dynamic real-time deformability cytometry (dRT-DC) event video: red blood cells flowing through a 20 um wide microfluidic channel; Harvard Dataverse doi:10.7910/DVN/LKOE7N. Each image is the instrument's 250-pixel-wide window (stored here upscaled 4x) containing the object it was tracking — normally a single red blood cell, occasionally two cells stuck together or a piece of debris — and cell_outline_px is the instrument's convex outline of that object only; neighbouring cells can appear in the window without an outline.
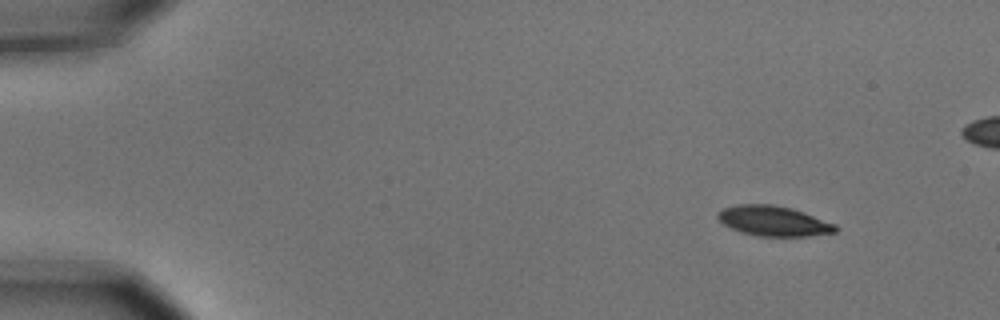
{"species": "common noctule bat (a hibernating species)", "species_latin": "Nyctalus noctula", "temperature_condition": "cold", "stored_images_in_passage": 5, "camera_frame_rate_fps": 3000, "um_per_image_px": 0.085, "animal": {"sex": "male", "body_mass_g": 15.6}, "frame": {"image": 1, "passage_image": 1, "time_ms": 0.0, "image_size_px": [1000, 320], "cell_outline_px": [[840, 228], [836, 232], [808, 236], [756, 236], [740, 232], [724, 224], [716, 216], [716, 212], [724, 208], [736, 204], [772, 204], [792, 208], [804, 212], [836, 224]], "centroid_in_image_um": [65.76, 18.78], "position_along_channel_um": 19.2, "area_um2": 20.81}}
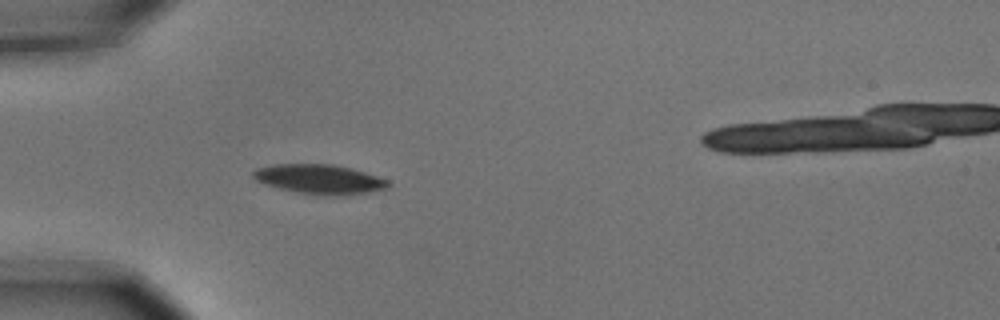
{"frame": {"image": 2, "passage_image": 4, "time_ms": 1.0, "image_size_px": [1000, 320], "cell_outline_px": [[392, 184], [388, 188], [368, 192], [332, 196], [324, 196], [296, 192], [264, 184], [256, 180], [252, 176], [252, 172], [256, 168], [272, 164], [332, 164], [352, 168], [388, 180]], "centroid_in_image_um": [27.14, 15.23], "position_along_channel_um": 57.9, "area_um2": 23.29}}